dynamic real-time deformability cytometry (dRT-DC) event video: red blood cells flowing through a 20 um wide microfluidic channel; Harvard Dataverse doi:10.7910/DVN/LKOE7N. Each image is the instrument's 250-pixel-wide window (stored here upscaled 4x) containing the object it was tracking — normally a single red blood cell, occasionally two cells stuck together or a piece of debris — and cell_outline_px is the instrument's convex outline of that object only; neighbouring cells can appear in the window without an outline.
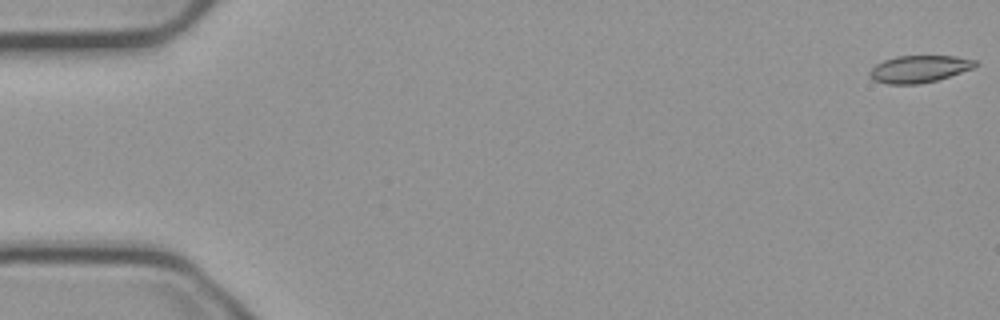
{"species": "common noctule bat (a hibernating species)", "species_latin": "Nyctalus noctula", "temperature_condition": "cold", "stored_images_in_passage": 10, "camera_frame_rate_fps": 3000, "um_per_image_px": 0.085, "animal": {"sex": "male", "body_mass_g": 23.1, "forearm_length_mm": 52.7}, "frame": {"image": 1, "passage_image": 1, "time_ms": 0.0, "image_size_px": [1000, 320], "cell_outline_px": [[976, 64], [972, 68], [936, 80], [920, 84], [888, 84], [872, 80], [868, 76], [868, 72], [876, 64], [884, 60], [896, 56], [956, 56], [976, 60]], "centroid_in_image_um": [78.06, 5.86], "position_along_channel_um": 6.9, "area_um2": 16.59}}